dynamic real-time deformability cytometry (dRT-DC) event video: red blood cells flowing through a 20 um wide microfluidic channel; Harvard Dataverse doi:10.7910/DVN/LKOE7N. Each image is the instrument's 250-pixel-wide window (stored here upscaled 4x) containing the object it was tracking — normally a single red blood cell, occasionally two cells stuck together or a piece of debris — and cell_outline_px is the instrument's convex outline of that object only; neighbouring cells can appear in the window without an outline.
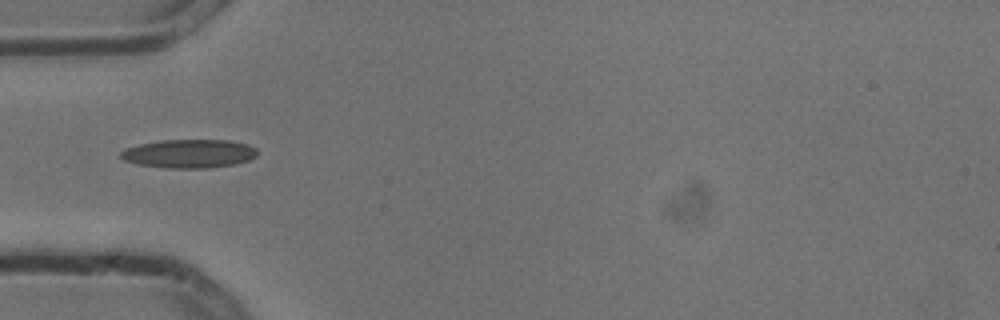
{"species": "common noctule bat (a hibernating species)", "species_latin": "Nyctalus noctula", "temperature_condition": "cold", "stored_images_in_passage": 1, "camera_frame_rate_fps": 3000, "um_per_image_px": 0.085, "animal": {"sex": "male", "body_mass_g": 13.3}, "frame": {"image": 1, "passage_image": 1, "time_ms": 0.0, "image_size_px": [1000, 320], "cell_outline_px": [[256, 156], [248, 160], [232, 164], [208, 168], [168, 168], [140, 164], [124, 160], [120, 156], [120, 152], [124, 148], [140, 144], [160, 140], [228, 140], [248, 144], [256, 148]], "centroid_in_image_um": [16.06, 13.05], "position_along_channel_um": 68.9, "area_um2": 22.6}}